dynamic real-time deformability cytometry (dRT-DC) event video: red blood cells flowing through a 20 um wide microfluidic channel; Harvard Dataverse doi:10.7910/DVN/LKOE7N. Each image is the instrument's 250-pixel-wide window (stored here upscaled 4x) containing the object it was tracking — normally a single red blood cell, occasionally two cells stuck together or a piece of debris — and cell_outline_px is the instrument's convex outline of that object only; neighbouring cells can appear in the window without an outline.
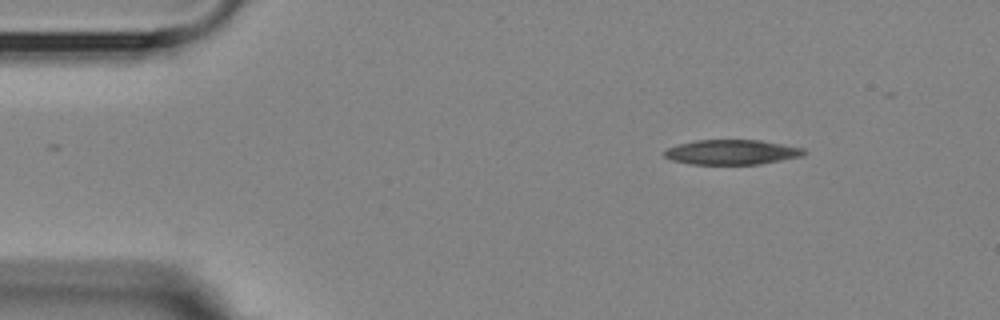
{"species": "Egyptian fruit bat (a non-hibernating species)", "species_latin": "Rousettus aegyptiacus", "temperature_condition": "room temperature", "stored_images_in_passage": 4, "camera_frame_rate_fps": 3000, "um_per_image_px": 0.085, "animal": {"sex": "female"}, "frame": {"image": 1, "passage_image": 1, "time_ms": 0.0, "image_size_px": [1000, 320], "cell_outline_px": [[808, 152], [804, 156], [760, 164], [688, 164], [672, 160], [664, 156], [664, 152], [668, 148], [680, 144], [696, 140], [760, 140], [804, 148]], "centroid_in_image_um": [62.25, 12.93], "position_along_channel_um": 22.8, "area_um2": 20.23}}
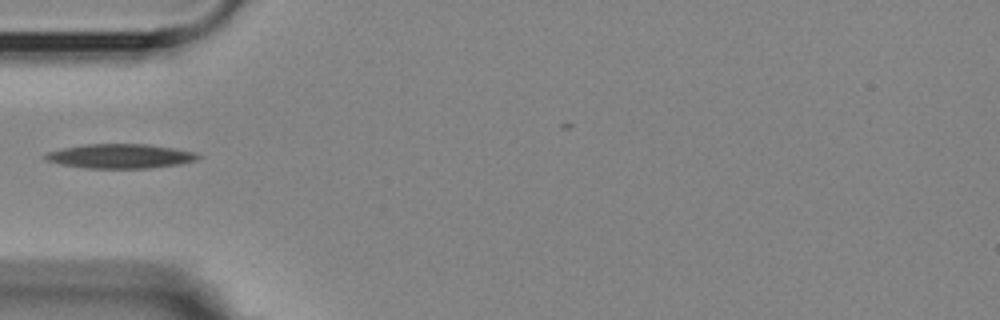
{"frame": {"image": 2, "passage_image": 4, "time_ms": 3.333, "image_size_px": [1000, 320], "cell_outline_px": [[204, 156], [196, 160], [180, 164], [152, 168], [88, 168], [60, 164], [44, 160], [40, 156], [48, 152], [64, 148], [84, 144], [148, 144], [196, 152]], "centroid_in_image_um": [10.23, 13.27], "position_along_channel_um": 74.8, "area_um2": 21.85}}